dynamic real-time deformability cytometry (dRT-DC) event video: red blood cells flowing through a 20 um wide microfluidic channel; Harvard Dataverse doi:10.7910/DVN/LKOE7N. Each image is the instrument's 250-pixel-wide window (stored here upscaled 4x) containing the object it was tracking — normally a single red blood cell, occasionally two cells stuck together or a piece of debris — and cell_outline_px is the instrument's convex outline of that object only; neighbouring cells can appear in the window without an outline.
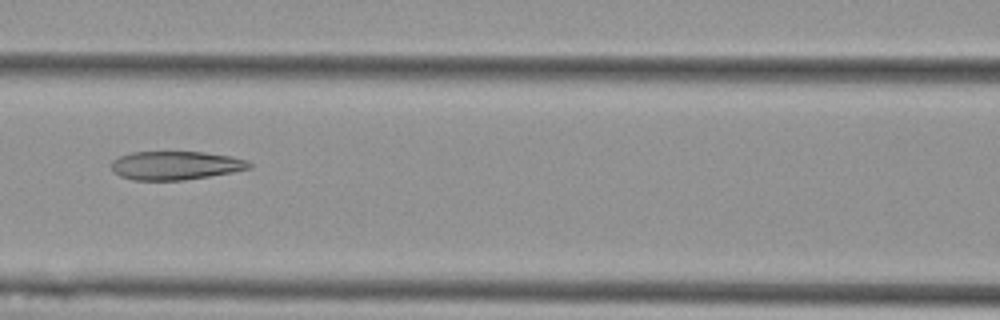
{"species": "Egyptian fruit bat (a non-hibernating species)", "species_latin": "Rousettus aegyptiacus", "temperature_condition": "cold", "stored_images_in_passage": 12, "camera_frame_rate_fps": 3000, "um_per_image_px": 0.085, "animal": {"sex": "female"}, "frame": {"image": 1, "passage_image": 4, "time_ms": 3.667, "image_size_px": [1000, 320], "cell_outline_px": [[256, 164], [252, 168], [232, 172], [184, 180], [132, 180], [120, 176], [112, 172], [112, 160], [120, 156], [132, 152], [204, 152], [228, 156], [248, 160]], "centroid_in_image_um": [14.94, 14.06], "position_along_channel_um": 151.7, "area_um2": 23.06}}
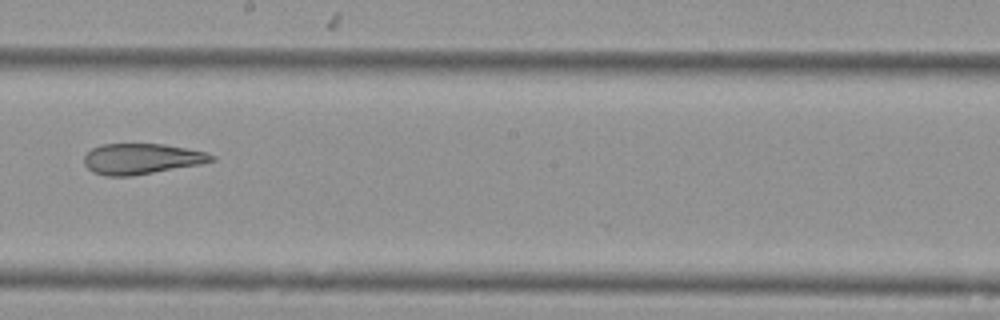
{"frame": {"image": 2, "passage_image": 6, "time_ms": 6.0, "image_size_px": [1000, 320], "cell_outline_px": [[216, 160], [200, 164], [132, 176], [104, 176], [92, 172], [84, 164], [84, 156], [92, 148], [100, 144], [164, 144], [208, 152], [216, 156]], "centroid_in_image_um": [12.04, 13.5], "position_along_channel_um": 236.2, "area_um2": 22.89}}
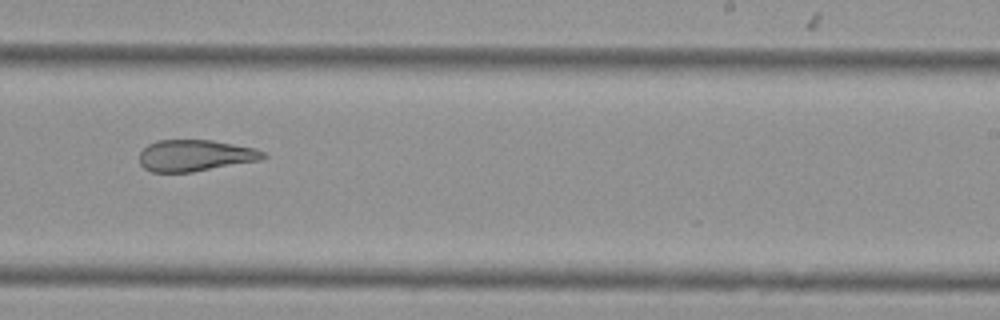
{"frame": {"image": 3, "passage_image": 7, "time_ms": 7.0, "image_size_px": [1000, 320], "cell_outline_px": [[268, 156], [260, 160], [192, 172], [152, 172], [144, 168], [140, 164], [140, 152], [148, 144], [156, 140], [212, 140], [256, 148], [264, 152]], "centroid_in_image_um": [16.59, 13.21], "position_along_channel_um": 272.4, "area_um2": 22.72}, "authors_computed_cell_mechanics": {"area_um2": 24.7384, "velocity_mm_per_s": 3.6525, "shape_relaxation_time_tau1_ms": null, "shape_relaxation_time_tau2_ms": 4.5149, "deformation_change_tau1": null, "deformation_change_tau2": 0.1355}}